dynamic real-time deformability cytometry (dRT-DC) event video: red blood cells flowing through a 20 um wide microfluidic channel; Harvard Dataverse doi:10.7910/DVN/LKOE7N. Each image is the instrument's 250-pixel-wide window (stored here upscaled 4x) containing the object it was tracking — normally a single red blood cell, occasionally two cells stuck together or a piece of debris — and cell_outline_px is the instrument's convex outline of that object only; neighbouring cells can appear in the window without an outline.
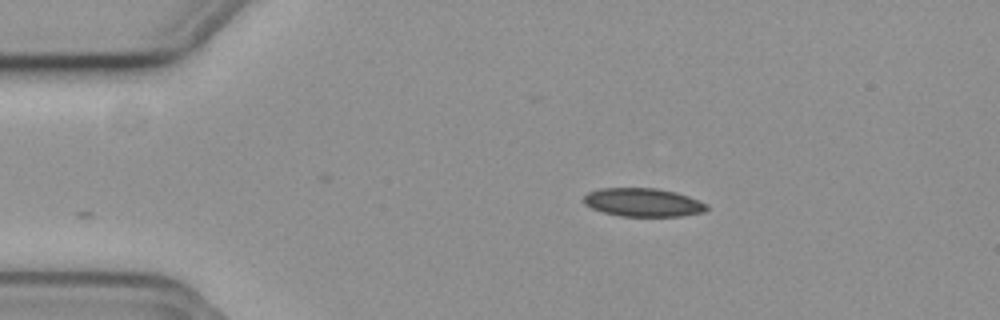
{"species": "common noctule bat (a hibernating species)", "species_latin": "Nyctalus noctula", "temperature_condition": "cold", "stored_images_in_passage": 33, "camera_frame_rate_fps": 3000, "um_per_image_px": 0.085, "animal": {"sex": "female", "body_mass_g": 19.3, "forearm_length_mm": 54.1}, "frame": {"image": 1, "passage_image": 1, "time_ms": 0.0, "image_size_px": [1000, 320], "cell_outline_px": [[708, 208], [704, 212], [680, 216], [620, 216], [604, 212], [592, 208], [584, 204], [584, 196], [588, 192], [600, 188], [656, 188], [676, 192], [688, 196], [708, 204]], "centroid_in_image_um": [54.67, 17.2], "position_along_channel_um": 30.3, "area_um2": 20.35}}
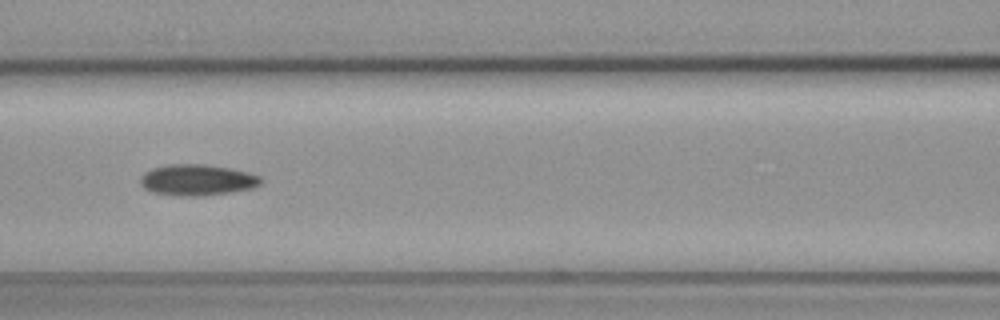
{"frame": {"image": 2, "passage_image": 15, "time_ms": 4.667, "image_size_px": [1000, 320], "cell_outline_px": [[260, 184], [252, 188], [204, 196], [176, 196], [152, 192], [144, 188], [140, 184], [140, 180], [152, 168], [168, 164], [204, 164], [228, 168], [248, 172], [260, 176]], "centroid_in_image_um": [16.75, 15.3], "position_along_channel_um": 149.9, "area_um2": 21.62}}
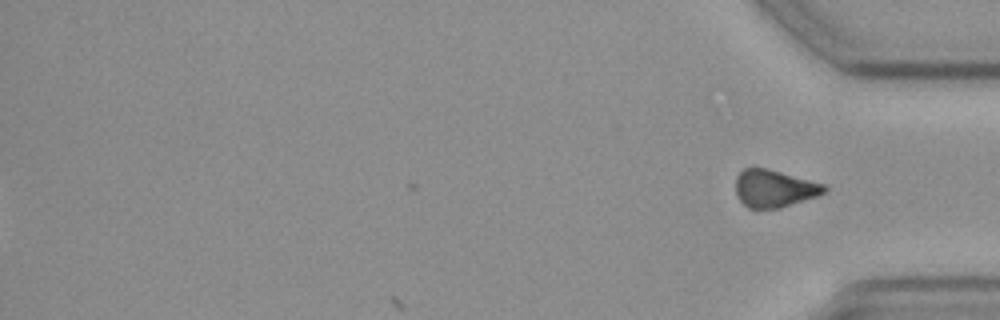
{"frame": {"image": 3, "passage_image": 33, "time_ms": 10.667, "image_size_px": [1000, 320], "cell_outline_px": [[828, 188], [824, 192], [816, 196], [780, 208], [748, 208], [736, 196], [736, 176], [744, 168], [768, 168], [824, 184]], "centroid_in_image_um": [65.78, 16.01], "position_along_channel_um": 369.4, "area_um2": 19.19}}